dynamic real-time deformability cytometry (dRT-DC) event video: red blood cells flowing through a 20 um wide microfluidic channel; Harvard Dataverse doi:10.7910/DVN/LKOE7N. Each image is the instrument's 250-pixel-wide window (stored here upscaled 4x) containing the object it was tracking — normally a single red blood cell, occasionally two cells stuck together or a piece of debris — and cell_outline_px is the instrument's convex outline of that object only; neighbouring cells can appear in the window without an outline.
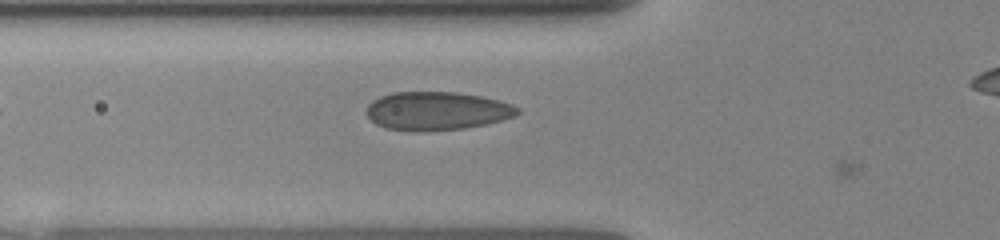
{"species": "human", "species_latin": "Homo sapiens", "temperature_condition": "room temperature", "stored_images_in_passage": 8, "camera_frame_rate_fps": 3000, "um_per_image_px": 0.085, "donor": {"sex": "female"}, "frame": {"image": 1, "passage_image": 5, "time_ms": 2.0, "image_size_px": [1000, 240], "cell_outline_px": [[520, 112], [516, 116], [484, 124], [464, 128], [416, 132], [388, 128], [376, 124], [364, 112], [368, 104], [372, 100], [380, 96], [392, 92], [456, 92], [480, 96], [500, 100], [512, 104], [520, 108]], "centroid_in_image_um": [37.12, 9.42], "position_along_channel_um": 88.7, "area_um2": 33.93}}
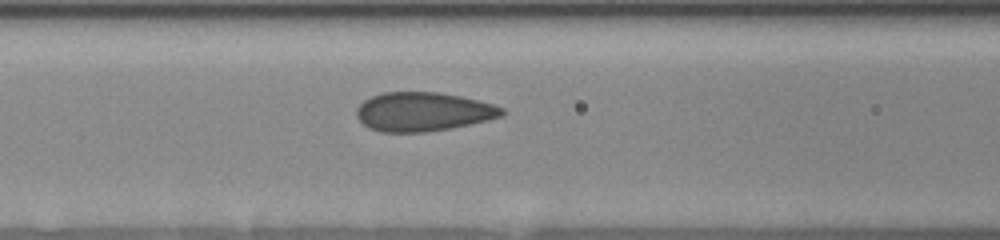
{"frame": {"image": 2, "passage_image": 7, "time_ms": 3.0, "image_size_px": [1000, 240], "cell_outline_px": [[508, 112], [504, 116], [488, 120], [452, 128], [424, 132], [380, 132], [368, 128], [356, 116], [356, 108], [364, 100], [372, 96], [384, 92], [436, 92], [460, 96], [492, 104], [504, 108]], "centroid_in_image_um": [35.98, 9.5], "position_along_channel_um": 130.6, "area_um2": 33.12}}